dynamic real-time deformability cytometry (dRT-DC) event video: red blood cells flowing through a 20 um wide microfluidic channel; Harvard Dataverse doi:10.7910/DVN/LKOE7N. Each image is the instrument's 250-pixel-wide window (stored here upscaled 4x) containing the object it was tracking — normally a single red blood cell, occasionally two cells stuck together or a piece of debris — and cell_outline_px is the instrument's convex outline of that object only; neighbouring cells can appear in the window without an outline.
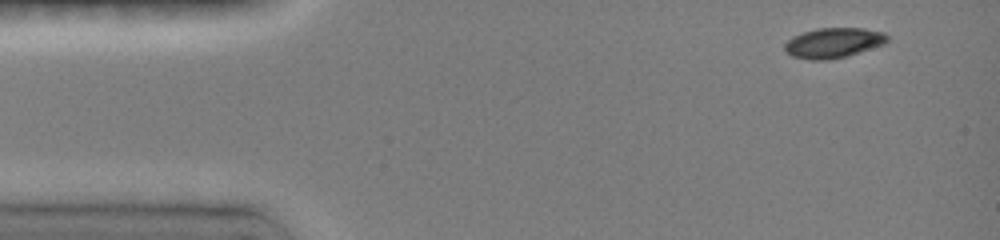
{"species": "common noctule bat (a hibernating species)", "species_latin": "Nyctalus noctula", "temperature_condition": "room temperature", "stored_images_in_passage": 4, "camera_frame_rate_fps": 3000, "um_per_image_px": 0.085, "animal": {"sex": "female", "body_mass_g": 19.0, "forearm_length_mm": 51.5}, "frame": {"image": 1, "passage_image": 1, "time_ms": 0.0, "image_size_px": [1000, 240], "cell_outline_px": [[888, 40], [884, 44], [848, 56], [828, 60], [808, 60], [792, 56], [784, 48], [784, 44], [792, 36], [816, 28], [864, 28], [884, 32], [888, 36]], "centroid_in_image_um": [70.85, 3.64], "position_along_channel_um": 14.2, "area_um2": 18.09}}
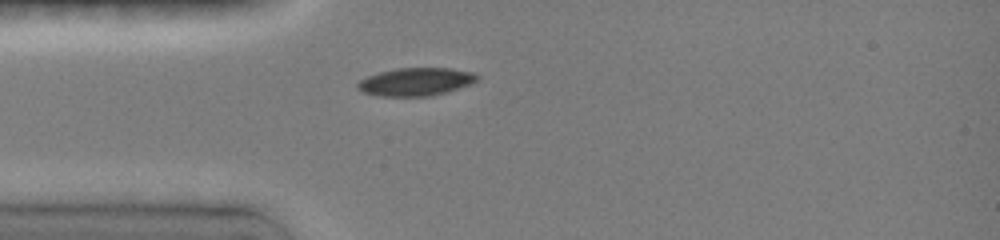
{"frame": {"image": 2, "passage_image": 4, "time_ms": 3.0, "image_size_px": [1000, 240], "cell_outline_px": [[476, 80], [468, 84], [444, 92], [428, 96], [380, 96], [364, 92], [356, 84], [360, 80], [368, 76], [380, 72], [396, 68], [448, 68], [472, 72], [476, 76]], "centroid_in_image_um": [35.29, 6.94], "position_along_channel_um": 49.7, "area_um2": 18.9}}